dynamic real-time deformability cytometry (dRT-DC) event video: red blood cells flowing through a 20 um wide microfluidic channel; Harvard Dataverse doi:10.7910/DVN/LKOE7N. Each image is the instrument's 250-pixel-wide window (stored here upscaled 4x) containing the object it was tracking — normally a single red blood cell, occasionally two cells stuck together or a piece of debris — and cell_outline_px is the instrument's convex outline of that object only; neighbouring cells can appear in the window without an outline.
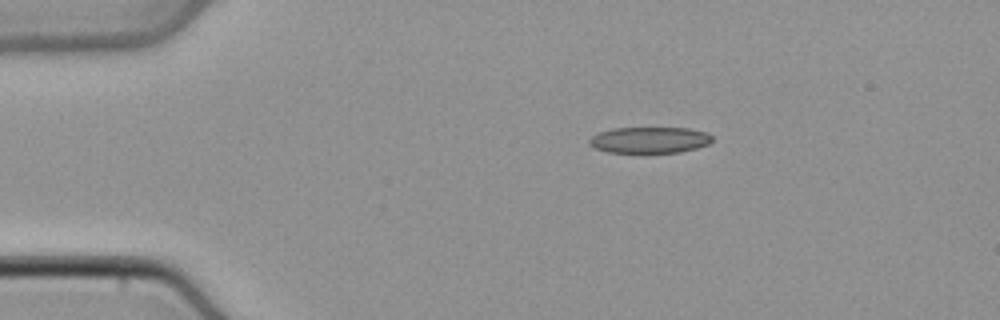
{"species": "common noctule bat (a hibernating species)", "species_latin": "Nyctalus noctula", "temperature_condition": "cold", "stored_images_in_passage": 41, "camera_frame_rate_fps": 3000, "um_per_image_px": 0.085, "animal": {"sex": "male", "body_mass_g": 21.5, "forearm_length_mm": 52.0}, "frame": {"image": 1, "passage_image": 1, "time_ms": 0.0, "image_size_px": [1000, 320], "cell_outline_px": [[712, 140], [708, 144], [696, 148], [680, 152], [608, 152], [596, 148], [588, 144], [588, 140], [592, 136], [600, 132], [612, 128], [688, 128], [704, 132], [712, 136]], "centroid_in_image_um": [55.19, 11.89], "position_along_channel_um": 29.8, "area_um2": 18.55}}
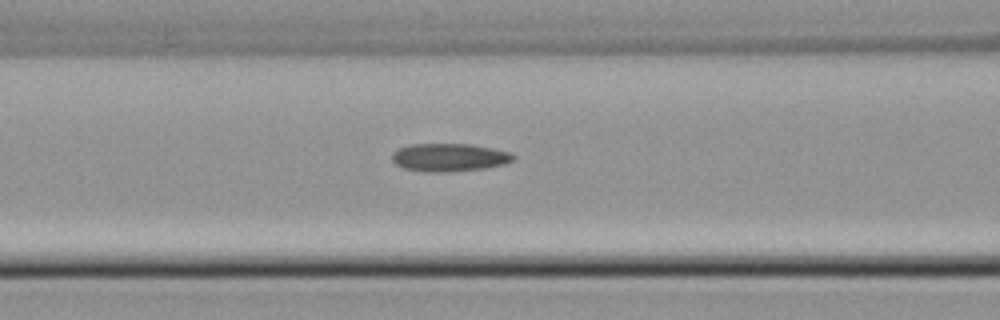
{"frame": {"image": 2, "passage_image": 12, "time_ms": 3.667, "image_size_px": [1000, 320], "cell_outline_px": [[516, 156], [512, 160], [504, 164], [484, 168], [452, 172], [424, 172], [404, 168], [396, 164], [392, 160], [392, 152], [400, 148], [412, 144], [468, 144], [492, 148], [508, 152]], "centroid_in_image_um": [38.16, 13.39], "position_along_channel_um": 128.4, "area_um2": 19.71}}
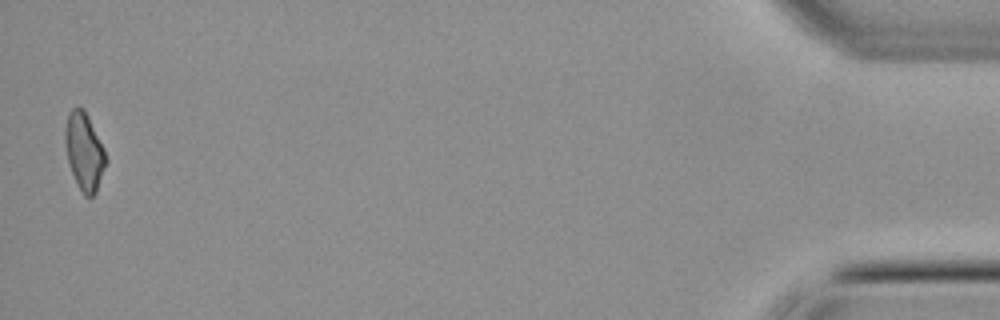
{"frame": {"image": 3, "passage_image": 40, "time_ms": 13.0, "image_size_px": [1000, 320], "cell_outline_px": [[108, 160], [96, 192], [92, 196], [84, 196], [72, 172], [68, 160], [64, 140], [64, 128], [68, 112], [72, 108], [84, 108], [104, 148]], "centroid_in_image_um": [7.17, 12.85], "position_along_channel_um": 428.0, "area_um2": 18.32}}